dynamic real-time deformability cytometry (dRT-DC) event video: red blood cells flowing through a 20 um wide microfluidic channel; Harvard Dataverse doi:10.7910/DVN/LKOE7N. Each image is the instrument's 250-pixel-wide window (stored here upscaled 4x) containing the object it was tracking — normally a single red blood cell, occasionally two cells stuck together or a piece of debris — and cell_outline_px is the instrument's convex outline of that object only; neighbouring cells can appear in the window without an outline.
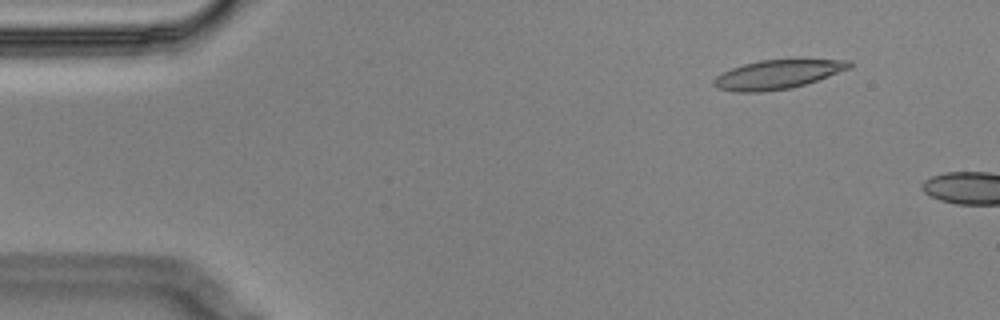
{"species": "Egyptian fruit bat (a non-hibernating species)", "species_latin": "Rousettus aegyptiacus", "temperature_condition": "cold", "stored_images_in_passage": 3, "camera_frame_rate_fps": 3000, "um_per_image_px": 0.085, "animal": {"sex": "male"}, "frame": {"image": 1, "passage_image": 2, "time_ms": 0.333, "image_size_px": [1000, 320], "cell_outline_px": [[852, 68], [792, 88], [760, 92], [736, 92], [716, 88], [712, 84], [712, 80], [716, 76], [732, 68], [744, 64], [760, 60], [792, 56], [852, 60]], "centroid_in_image_um": [66.18, 6.26], "position_along_channel_um": 18.8, "area_um2": 24.04}}